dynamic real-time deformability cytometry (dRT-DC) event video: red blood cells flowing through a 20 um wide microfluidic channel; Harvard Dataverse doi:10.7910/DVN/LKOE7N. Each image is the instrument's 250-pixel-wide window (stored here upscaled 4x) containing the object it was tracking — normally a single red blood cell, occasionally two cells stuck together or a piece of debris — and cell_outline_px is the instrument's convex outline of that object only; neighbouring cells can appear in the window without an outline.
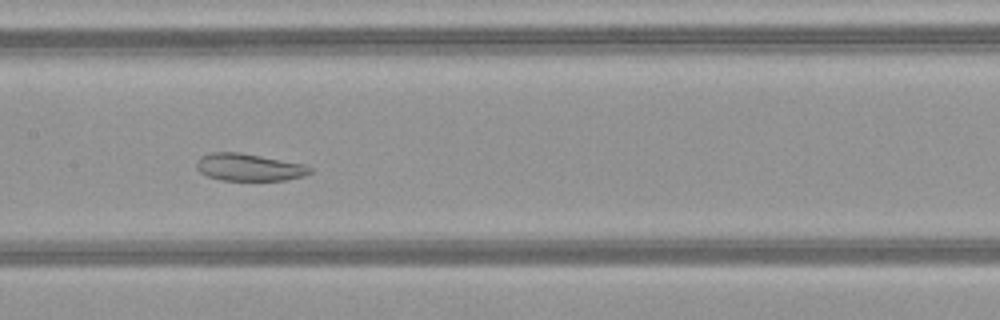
{"species": "common noctule bat (a hibernating species)", "species_latin": "Nyctalus noctula", "temperature_condition": "warm", "stored_images_in_passage": 41, "camera_frame_rate_fps": 3000, "um_per_image_px": 0.085, "animal": {"sex": "female", "body_mass_g": 21.9}, "frame": {"image": 1, "passage_image": 16, "time_ms": 5.0, "image_size_px": [1000, 320], "cell_outline_px": [[312, 172], [304, 176], [284, 180], [220, 180], [208, 176], [200, 172], [196, 168], [196, 160], [200, 156], [212, 152], [240, 152], [304, 164], [312, 168]], "centroid_in_image_um": [21.14, 14.21], "position_along_channel_um": 186.3, "area_um2": 18.09}}
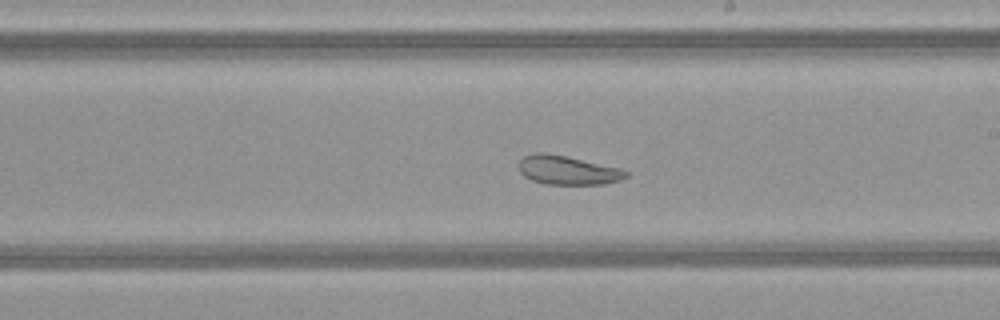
{"frame": {"image": 2, "passage_image": 20, "time_ms": 6.333, "image_size_px": [1000, 320], "cell_outline_px": [[628, 176], [620, 180], [604, 184], [544, 184], [532, 180], [524, 176], [520, 172], [520, 160], [524, 156], [536, 152], [544, 152], [564, 156], [620, 168], [628, 172]], "centroid_in_image_um": [48.24, 14.47], "position_along_channel_um": 240.8, "area_um2": 17.86}}
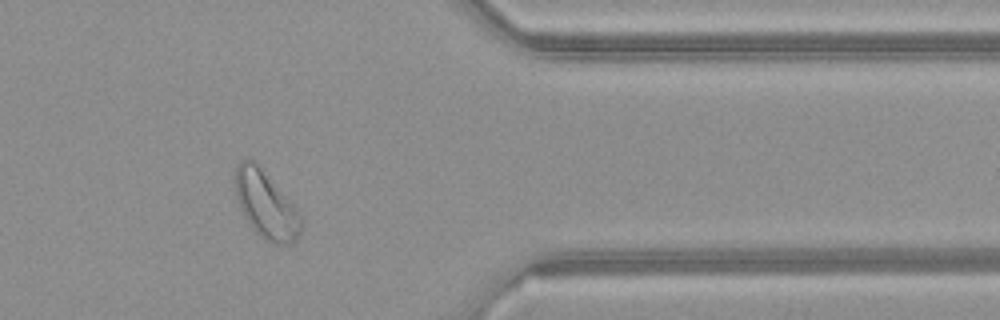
{"frame": {"image": 3, "passage_image": 32, "time_ms": 10.333, "image_size_px": [1000, 320], "cell_outline_px": [[304, 224], [296, 240], [292, 244], [272, 244], [260, 236], [252, 228], [244, 216], [240, 208], [236, 196], [232, 180], [236, 168], [240, 160], [244, 156], [252, 160], [260, 168], [300, 212], [304, 220]], "centroid_in_image_um": [22.59, 17.42], "position_along_channel_um": 388.8, "area_um2": 26.01}, "authors_computed_cell_mechanics": {"area_um2": 23.6402, "velocity_mm_per_s": 4.1274, "shape_relaxation_time_tau1_ms": null, "shape_relaxation_time_tau2_ms": 3.1369, "deformation_change_tau1": null, "deformation_change_tau2": 0.1185}}